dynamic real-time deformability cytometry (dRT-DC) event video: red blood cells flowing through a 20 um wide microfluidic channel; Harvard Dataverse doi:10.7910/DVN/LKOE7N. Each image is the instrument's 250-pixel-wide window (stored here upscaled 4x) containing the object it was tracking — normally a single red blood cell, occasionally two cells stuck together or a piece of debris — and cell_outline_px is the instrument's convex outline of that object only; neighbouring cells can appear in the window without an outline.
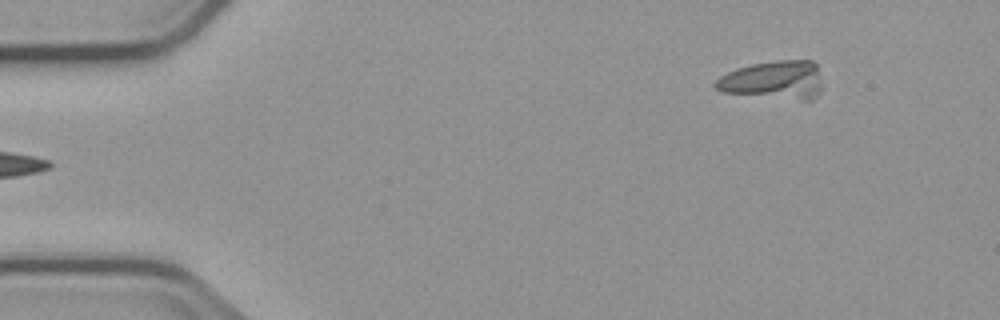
{"species": "common noctule bat (a hibernating species)", "species_latin": "Nyctalus noctula", "temperature_condition": "cold", "stored_images_in_passage": 2, "camera_frame_rate_fps": 3000, "um_per_image_px": 0.085, "animal": {"sex": "male", "body_mass_g": 23.1, "forearm_length_mm": 52.7}, "frame": {"image": 1, "passage_image": 2, "time_ms": 1.333, "image_size_px": [1000, 320], "cell_outline_px": [[820, 92], [812, 100], [804, 100], [720, 92], [712, 84], [720, 76], [736, 68], [752, 64], [776, 60], [812, 60], [816, 64], [820, 84]], "centroid_in_image_um": [65.73, 6.8], "position_along_channel_um": 19.3, "area_um2": 23.81}}